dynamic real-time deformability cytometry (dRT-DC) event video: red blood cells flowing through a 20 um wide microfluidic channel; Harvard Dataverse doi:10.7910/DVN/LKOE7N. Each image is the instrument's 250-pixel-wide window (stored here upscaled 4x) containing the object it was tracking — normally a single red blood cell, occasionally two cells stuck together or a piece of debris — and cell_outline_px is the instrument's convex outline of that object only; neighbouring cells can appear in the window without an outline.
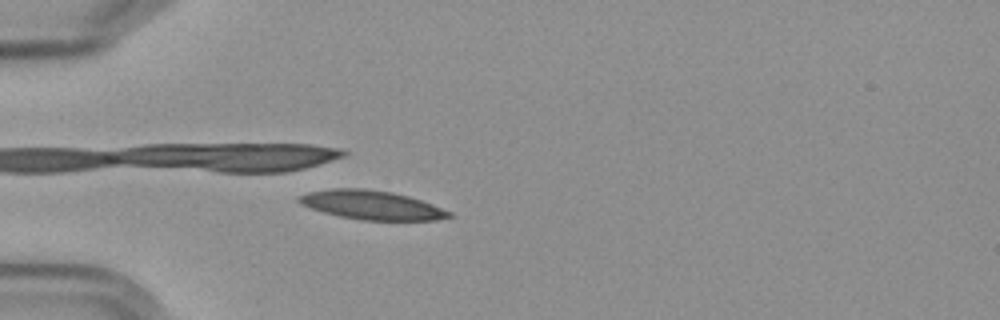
{"species": "Egyptian fruit bat (a non-hibernating species)", "species_latin": "Rousettus aegyptiacus", "temperature_condition": "cold", "stored_images_in_passage": 44, "camera_frame_rate_fps": 3000, "um_per_image_px": 0.085, "frame": {"image": 1, "passage_image": 4, "time_ms": 1.0, "image_size_px": [1000, 320], "cell_outline_px": [[452, 216], [436, 220], [360, 220], [340, 216], [324, 212], [300, 204], [296, 200], [300, 196], [308, 192], [332, 188], [364, 188], [392, 192], [408, 196], [432, 204], [452, 212]], "centroid_in_image_um": [31.59, 17.42], "position_along_channel_um": 53.4, "area_um2": 25.2}}
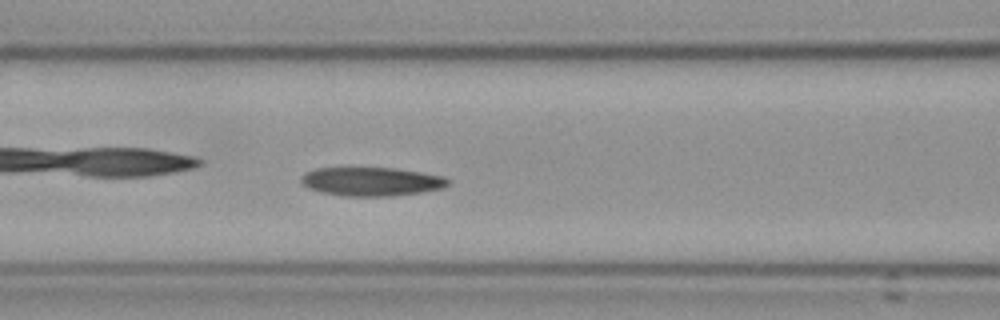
{"frame": {"image": 2, "passage_image": 12, "time_ms": 3.667, "image_size_px": [1000, 320], "cell_outline_px": [[452, 180], [444, 188], [420, 192], [392, 196], [344, 196], [320, 192], [308, 188], [300, 180], [308, 172], [316, 168], [392, 168], [420, 172], [444, 176]], "centroid_in_image_um": [31.62, 15.44], "position_along_channel_um": 135.0, "area_um2": 24.45}}
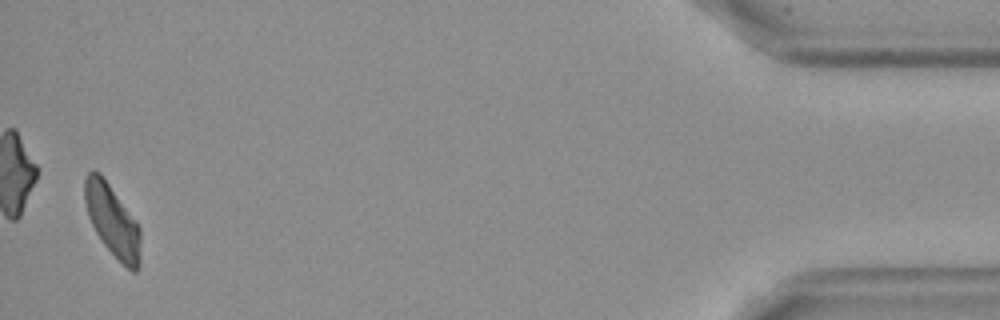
{"frame": {"image": 3, "passage_image": 43, "time_ms": 14.0, "image_size_px": [1000, 320], "cell_outline_px": [[140, 264], [136, 272], [132, 272], [100, 240], [88, 216], [84, 200], [84, 180], [88, 172], [92, 168], [100, 172], [140, 228]], "centroid_in_image_um": [9.53, 18.73], "position_along_channel_um": 425.7, "area_um2": 22.95}, "authors_computed_cell_mechanics": {"area_um2": 24.7673, "velocity_mm_per_s": 3.5664, "shape_relaxation_time_tau1_ms": 4.9219, "shape_relaxation_time_tau2_ms": 3.1647, "deformation_change_tau1": 0.1381, "deformation_change_tau2": 0.0997}}